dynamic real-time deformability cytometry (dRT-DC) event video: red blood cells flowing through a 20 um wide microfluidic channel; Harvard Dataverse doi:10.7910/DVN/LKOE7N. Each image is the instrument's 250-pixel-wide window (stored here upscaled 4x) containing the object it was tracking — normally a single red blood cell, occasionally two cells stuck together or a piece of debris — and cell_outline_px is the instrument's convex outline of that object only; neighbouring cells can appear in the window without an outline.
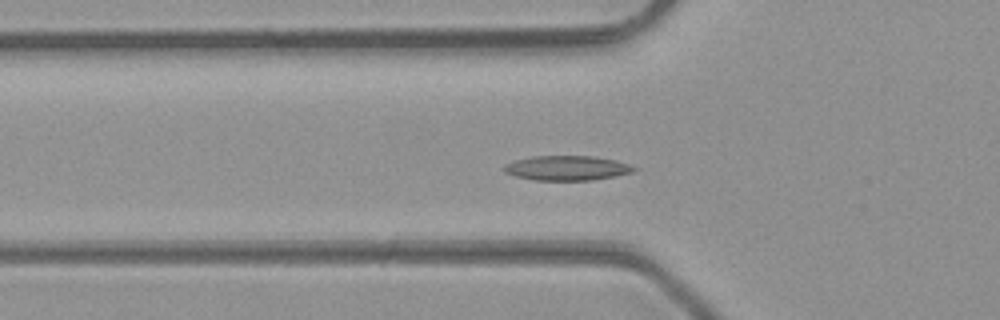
{"species": "common noctule bat (a hibernating species)", "species_latin": "Nyctalus noctula", "temperature_condition": "room temperature", "stored_images_in_passage": 38, "camera_frame_rate_fps": 3000, "um_per_image_px": 0.085, "animal": {"sex": "male", "body_mass_g": 23.1, "forearm_length_mm": 52.7}, "frame": {"image": 1, "passage_image": 6, "time_ms": 1.667, "image_size_px": [1000, 320], "cell_outline_px": [[640, 168], [632, 172], [592, 180], [536, 180], [516, 176], [504, 172], [504, 164], [516, 160], [532, 156], [592, 156], [616, 160]], "centroid_in_image_um": [48.19, 14.28], "position_along_channel_um": 77.6, "area_um2": 18.55}}
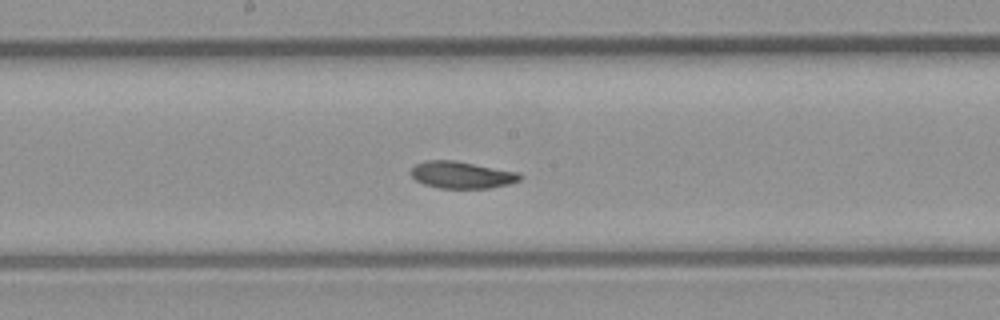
{"frame": {"image": 2, "passage_image": 15, "time_ms": 4.667, "image_size_px": [1000, 320], "cell_outline_px": [[524, 176], [520, 180], [508, 184], [488, 188], [440, 188], [424, 184], [416, 180], [412, 176], [412, 168], [416, 164], [424, 160], [456, 160], [520, 172]], "centroid_in_image_um": [39.29, 14.85], "position_along_channel_um": 208.9, "area_um2": 17.22}}
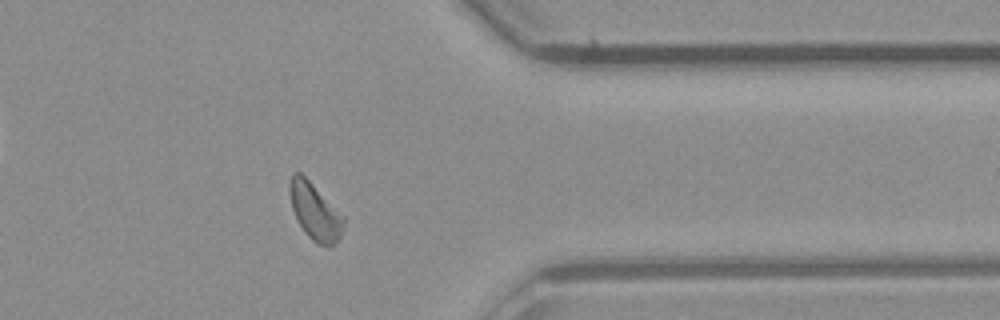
{"frame": {"image": 3, "passage_image": 28, "time_ms": 9.0, "image_size_px": [1000, 320], "cell_outline_px": [[344, 228], [340, 236], [332, 248], [328, 248], [316, 244], [304, 232], [292, 208], [288, 192], [288, 184], [292, 172], [300, 172], [344, 216]], "centroid_in_image_um": [26.76, 18.01], "position_along_channel_um": 384.6, "area_um2": 17.92}, "authors_computed_cell_mechanics": {"area_um2": 17.6579, "velocity_mm_per_s": 4.3343, "shape_relaxation_time_tau1_ms": 3.123, "shape_relaxation_time_tau2_ms": 3.1958, "deformation_change_tau1": 0.0988, "deformation_change_tau2": 0.0894}}